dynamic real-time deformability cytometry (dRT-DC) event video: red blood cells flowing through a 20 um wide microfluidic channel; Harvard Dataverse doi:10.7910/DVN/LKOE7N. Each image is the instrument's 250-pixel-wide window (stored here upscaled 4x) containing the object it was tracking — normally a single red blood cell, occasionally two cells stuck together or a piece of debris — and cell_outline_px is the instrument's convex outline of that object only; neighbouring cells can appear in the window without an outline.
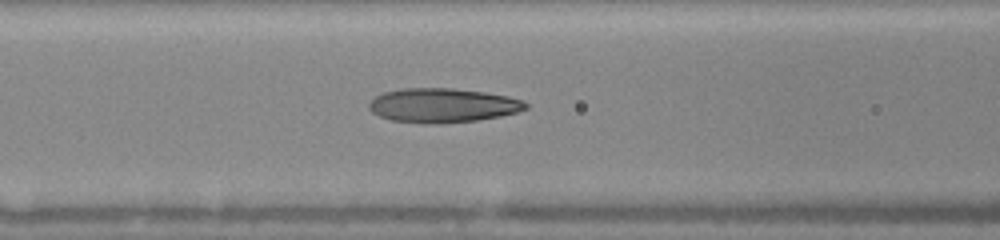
{"species": "human", "species_latin": "Homo sapiens", "temperature_condition": "warm", "stored_images_in_passage": 33, "camera_frame_rate_fps": 3000, "um_per_image_px": 0.085, "donor": {"sex": "female"}, "frame": {"image": 1, "passage_image": 4, "time_ms": 1.333, "image_size_px": [1000, 240], "cell_outline_px": [[528, 108], [516, 112], [500, 116], [476, 120], [444, 124], [420, 124], [388, 120], [372, 112], [368, 108], [368, 104], [376, 96], [384, 92], [404, 88], [452, 88], [484, 92], [508, 96], [524, 100], [528, 104]], "centroid_in_image_um": [37.61, 8.97], "position_along_channel_um": 129.0, "area_um2": 31.56}}
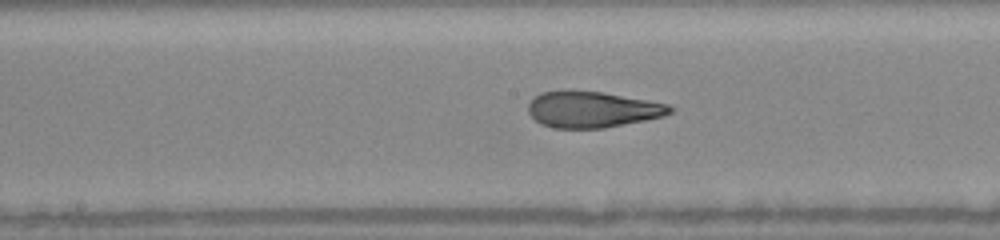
{"frame": {"image": 2, "passage_image": 11, "time_ms": 3.0, "image_size_px": [1000, 240], "cell_outline_px": [[676, 108], [672, 112], [664, 116], [604, 128], [552, 128], [540, 124], [528, 112], [528, 104], [540, 92], [604, 92], [648, 100], [668, 104]], "centroid_in_image_um": [50.38, 9.32], "position_along_channel_um": 197.8, "area_um2": 29.48}}